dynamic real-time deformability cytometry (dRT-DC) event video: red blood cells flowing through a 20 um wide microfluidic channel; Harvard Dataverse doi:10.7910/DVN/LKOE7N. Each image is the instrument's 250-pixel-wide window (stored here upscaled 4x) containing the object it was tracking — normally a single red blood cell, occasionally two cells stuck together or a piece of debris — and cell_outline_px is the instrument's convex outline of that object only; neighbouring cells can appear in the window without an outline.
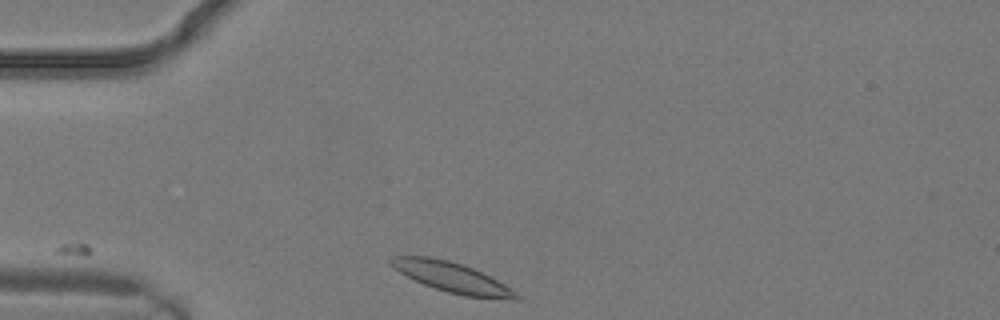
{"species": "common noctule bat (a hibernating species)", "species_latin": "Nyctalus noctula", "temperature_condition": "warm", "stored_images_in_passage": 4, "camera_frame_rate_fps": 3000, "um_per_image_px": 0.085, "animal": {"sex": "male", "body_mass_g": 19.2, "forearm_length_mm": 51.8}, "frame": {"image": 1, "passage_image": 1, "time_ms": 0.0, "image_size_px": [1000, 320], "cell_outline_px": [[520, 300], [516, 300], [464, 296], [448, 292], [424, 284], [400, 272], [388, 264], [388, 260], [392, 256], [428, 256], [448, 260], [464, 264], [504, 284], [516, 292], [520, 296]], "centroid_in_image_um": [38.41, 23.57], "position_along_channel_um": 46.6, "area_um2": 21.73}}